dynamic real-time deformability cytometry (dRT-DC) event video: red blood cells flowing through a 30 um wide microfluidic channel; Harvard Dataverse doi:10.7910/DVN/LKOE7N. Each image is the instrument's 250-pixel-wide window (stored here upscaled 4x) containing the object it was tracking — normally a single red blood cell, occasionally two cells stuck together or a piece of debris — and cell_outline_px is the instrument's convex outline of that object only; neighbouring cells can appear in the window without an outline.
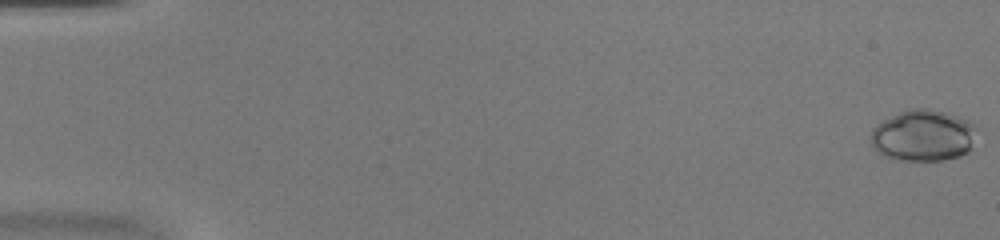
{"species": "common noctule bat (a hibernating species)", "species_latin": "Nyctalus noctula", "temperature_condition": "warm", "stored_images_in_passage": 53, "camera_frame_rate_fps": 3000, "um_per_image_px": 0.085, "animal": {"sex": "female", "body_mass_g": 20.0, "forearm_length_mm": 54.0}, "frame": {"image": 1, "passage_image": 1, "time_ms": 0.0, "image_size_px": [1000, 240], "cell_outline_px": [[976, 128], [972, 148], [968, 152], [960, 156], [944, 160], [904, 160], [884, 156], [876, 152], [872, 144], [872, 128], [876, 124], [900, 112], [912, 108], [928, 108], [944, 112], [968, 120], [976, 124]], "centroid_in_image_um": [78.49, 11.52], "position_along_channel_um": 6.5, "area_um2": 31.73}}
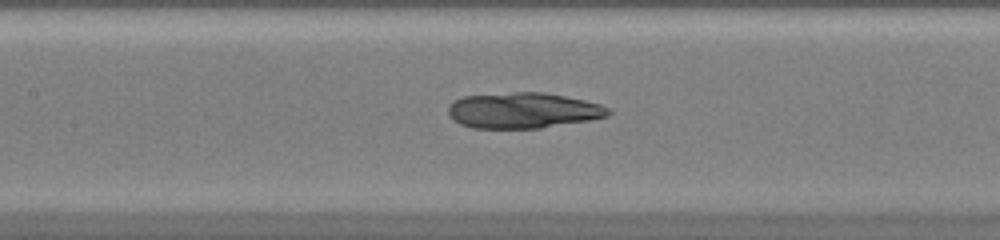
{"frame": {"image": 2, "passage_image": 26, "time_ms": 8.333, "image_size_px": [1000, 240], "cell_outline_px": [[612, 112], [608, 116], [592, 120], [540, 128], [472, 128], [460, 124], [452, 120], [448, 112], [448, 104], [464, 96], [516, 92], [544, 92], [584, 100], [600, 104], [608, 108]], "centroid_in_image_um": [44.46, 9.39], "position_along_channel_um": 162.9, "area_um2": 33.41}}
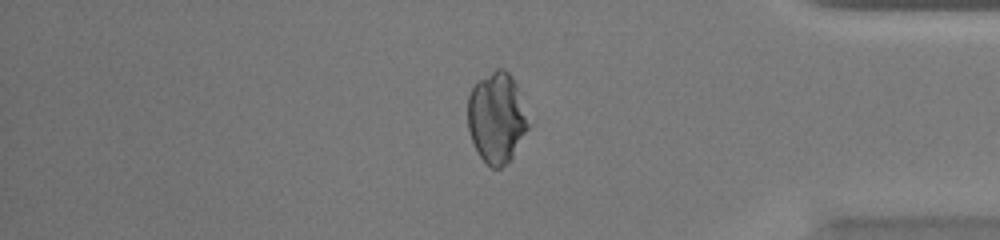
{"frame": {"image": 3, "passage_image": 45, "time_ms": 14.667, "image_size_px": [1000, 240], "cell_outline_px": [[532, 124], [512, 156], [500, 168], [492, 168], [476, 152], [468, 128], [468, 96], [472, 88], [480, 80], [496, 68], [504, 68], [512, 76], [516, 84]], "centroid_in_image_um": [42.24, 10.0], "position_along_channel_um": 393.0, "area_um2": 32.08}}